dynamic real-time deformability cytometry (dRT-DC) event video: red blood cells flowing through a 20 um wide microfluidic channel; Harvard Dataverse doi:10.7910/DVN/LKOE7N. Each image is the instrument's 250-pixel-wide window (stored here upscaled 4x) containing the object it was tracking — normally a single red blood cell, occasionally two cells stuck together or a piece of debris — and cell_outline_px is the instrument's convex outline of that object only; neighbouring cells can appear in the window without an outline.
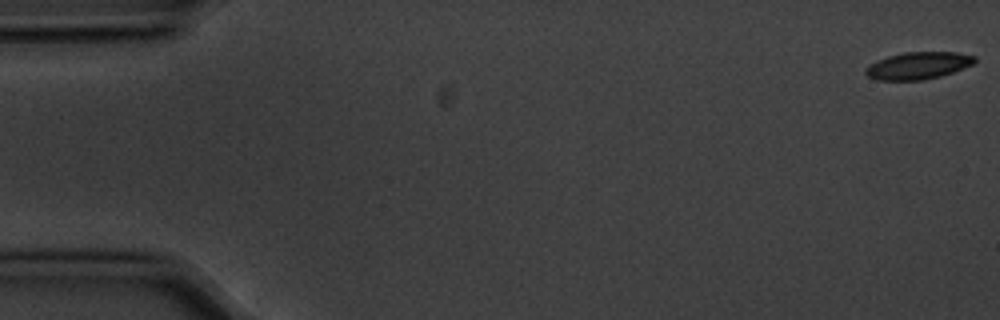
{"species": "common noctule bat (a hibernating species)", "species_latin": "Nyctalus noctula", "temperature_condition": "cold", "stored_images_in_passage": 6, "camera_frame_rate_fps": 3000, "um_per_image_px": 0.085, "animal": {"sex": "male", "body_mass_g": 20.1, "forearm_length_mm": 53.5}, "frame": {"image": 1, "passage_image": 1, "time_ms": 0.0, "image_size_px": [1000, 320], "cell_outline_px": [[976, 60], [972, 64], [952, 72], [940, 76], [920, 80], [876, 80], [868, 76], [864, 72], [864, 68], [868, 64], [876, 60], [888, 56], [904, 52], [956, 52], [976, 56]], "centroid_in_image_um": [77.99, 5.57], "position_along_channel_um": 7.0, "area_um2": 17.28}}
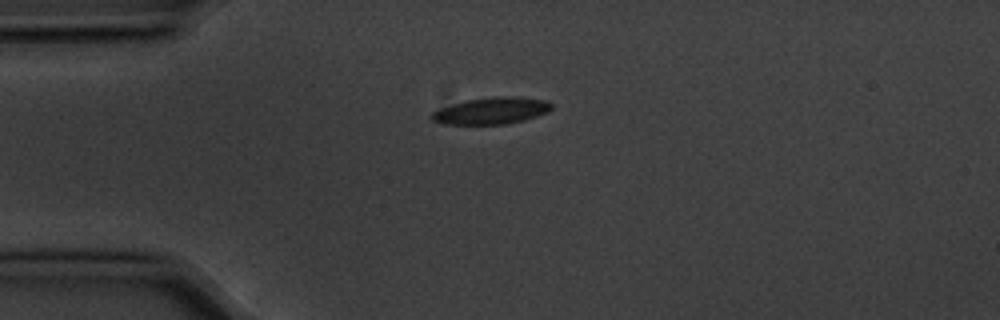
{"frame": {"image": 2, "passage_image": 5, "time_ms": 1.333, "image_size_px": [1000, 320], "cell_outline_px": [[552, 108], [548, 112], [524, 120], [508, 124], [440, 124], [432, 120], [428, 116], [432, 112], [440, 108], [464, 100], [496, 96], [516, 96], [548, 100], [552, 104]], "centroid_in_image_um": [41.76, 9.41], "position_along_channel_um": 43.2, "area_um2": 18.96}}